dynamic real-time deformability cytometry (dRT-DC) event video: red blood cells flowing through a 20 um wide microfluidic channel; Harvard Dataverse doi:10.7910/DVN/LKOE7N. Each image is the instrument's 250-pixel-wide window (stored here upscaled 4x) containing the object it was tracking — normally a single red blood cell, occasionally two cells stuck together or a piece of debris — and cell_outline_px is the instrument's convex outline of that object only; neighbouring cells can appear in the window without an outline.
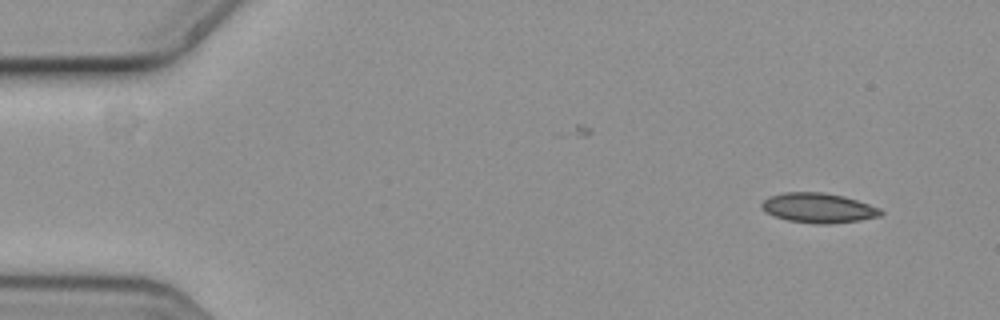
{"species": "common noctule bat (a hibernating species)", "species_latin": "Nyctalus noctula", "temperature_condition": "cold", "stored_images_in_passage": 4, "camera_frame_rate_fps": 3000, "um_per_image_px": 0.085, "animal": {"sex": "female", "body_mass_g": 19.3, "forearm_length_mm": 54.1}, "frame": {"image": 1, "passage_image": 1, "time_ms": 0.0, "image_size_px": [1000, 320], "cell_outline_px": [[884, 212], [880, 216], [860, 220], [828, 224], [816, 224], [788, 220], [772, 216], [760, 204], [764, 200], [772, 196], [784, 192], [820, 192], [844, 196], [880, 208]], "centroid_in_image_um": [69.58, 17.68], "position_along_channel_um": 15.4, "area_um2": 20.46}}